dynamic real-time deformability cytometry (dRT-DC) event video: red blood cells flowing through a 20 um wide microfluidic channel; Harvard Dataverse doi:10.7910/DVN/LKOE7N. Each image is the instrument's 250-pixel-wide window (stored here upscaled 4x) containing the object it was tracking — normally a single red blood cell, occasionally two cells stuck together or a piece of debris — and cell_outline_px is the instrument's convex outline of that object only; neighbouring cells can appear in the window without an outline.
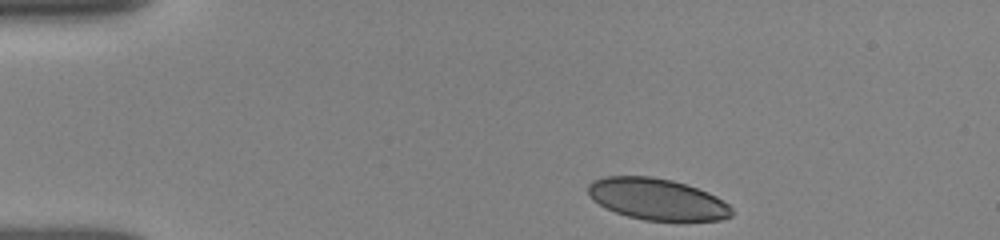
{"species": "human", "species_latin": "Homo sapiens", "temperature_condition": "room temperature", "stored_images_in_passage": 54, "camera_frame_rate_fps": 3000, "um_per_image_px": 0.085, "donor": {"sex": "female"}, "frame": {"image": 1, "passage_image": 1, "time_ms": 0.0, "image_size_px": [1000, 240], "cell_outline_px": [[732, 216], [720, 220], [644, 220], [628, 216], [616, 212], [592, 200], [588, 192], [588, 184], [592, 180], [604, 176], [652, 176], [672, 180], [708, 192], [716, 196], [728, 204], [732, 208]], "centroid_in_image_um": [55.84, 16.92], "position_along_channel_um": 29.2, "area_um2": 34.51}}
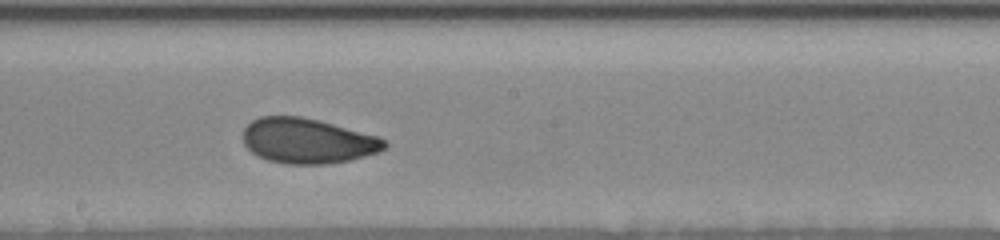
{"frame": {"image": 2, "passage_image": 29, "time_ms": 6.667, "image_size_px": [1000, 240], "cell_outline_px": [[388, 144], [380, 152], [348, 160], [324, 164], [288, 164], [268, 160], [256, 156], [244, 144], [244, 128], [252, 120], [260, 116], [300, 116], [320, 120], [376, 136], [384, 140]], "centroid_in_image_um": [26.12, 11.97], "position_along_channel_um": 222.1, "area_um2": 37.05}}
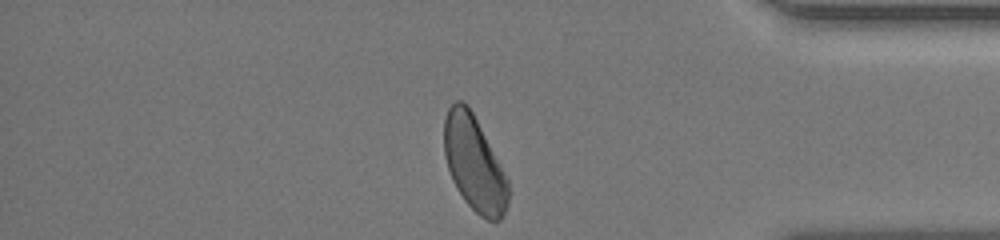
{"frame": {"image": 3, "passage_image": 54, "time_ms": 11.667, "image_size_px": [1000, 240], "cell_outline_px": [[508, 204], [504, 216], [500, 220], [488, 220], [480, 216], [464, 200], [456, 188], [452, 180], [444, 156], [444, 116], [448, 108], [456, 100], [460, 100], [468, 104], [508, 176]], "centroid_in_image_um": [40.32, 13.9], "position_along_channel_um": 394.9, "area_um2": 35.84}, "authors_computed_cell_mechanics": {"area_um2": 37.0498, "velocity_mm_per_s": 3.8785, "shape_relaxation_time_tau1_ms": 3.4773, "shape_relaxation_time_tau2_ms": 1.5025, "deformation_change_tau1": 0.107, "deformation_change_tau2": 0.0684}}